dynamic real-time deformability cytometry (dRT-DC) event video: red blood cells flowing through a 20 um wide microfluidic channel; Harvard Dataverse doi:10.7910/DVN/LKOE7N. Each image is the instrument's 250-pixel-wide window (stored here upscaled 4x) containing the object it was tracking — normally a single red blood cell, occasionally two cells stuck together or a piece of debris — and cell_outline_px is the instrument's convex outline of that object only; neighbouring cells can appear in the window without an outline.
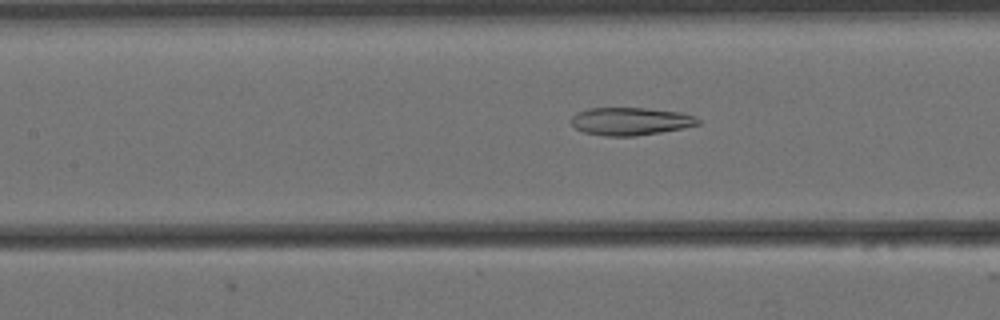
{"species": "Egyptian fruit bat (a non-hibernating species)", "species_latin": "Rousettus aegyptiacus", "temperature_condition": "cold", "stored_images_in_passage": 57, "camera_frame_rate_fps": 3000, "um_per_image_px": 0.085, "animal": {"sex": "female"}, "frame": {"image": 1, "passage_image": 24, "time_ms": 7.667, "image_size_px": [1000, 320], "cell_outline_px": [[700, 124], [684, 128], [636, 136], [604, 136], [584, 132], [576, 128], [572, 124], [572, 116], [576, 112], [588, 108], [648, 108], [680, 112], [692, 116], [700, 120]], "centroid_in_image_um": [53.58, 10.31], "position_along_channel_um": 153.8, "area_um2": 20.52}}
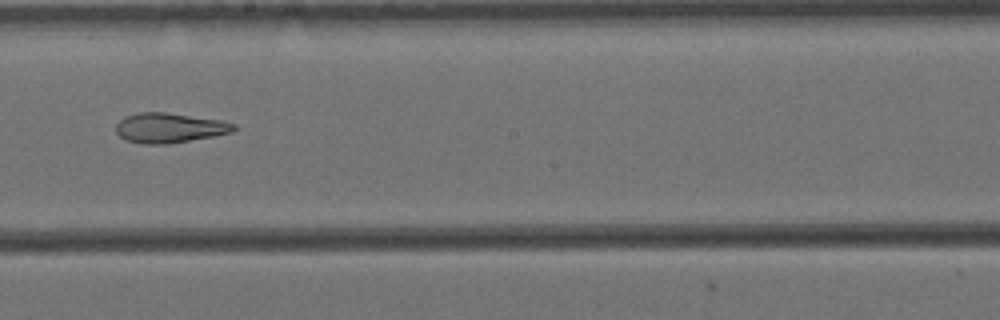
{"frame": {"image": 2, "passage_image": 31, "time_ms": 10.0, "image_size_px": [1000, 320], "cell_outline_px": [[236, 128], [232, 132], [212, 136], [168, 144], [144, 144], [128, 140], [120, 136], [116, 132], [116, 124], [124, 116], [140, 112], [164, 112], [220, 120], [236, 124]], "centroid_in_image_um": [14.38, 10.86], "position_along_channel_um": 233.8, "area_um2": 20.29}}
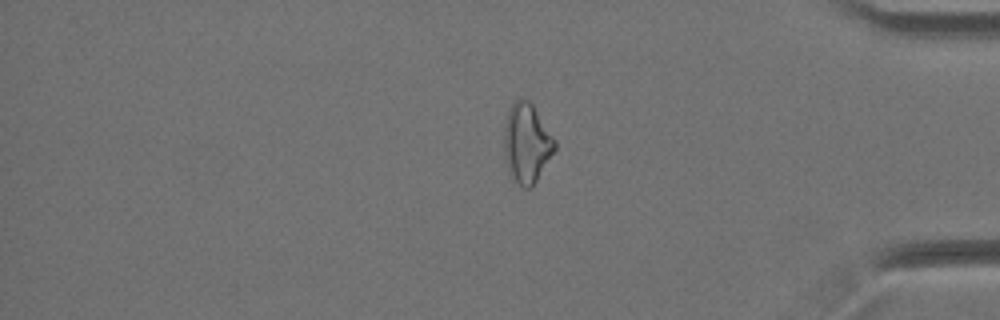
{"frame": {"image": 3, "passage_image": 47, "time_ms": 15.333, "image_size_px": [1000, 320], "cell_outline_px": [[556, 148], [532, 188], [524, 188], [512, 180], [508, 172], [504, 156], [504, 124], [508, 108], [520, 96], [524, 96], [532, 104], [556, 140]], "centroid_in_image_um": [44.74, 12.16], "position_along_channel_um": 390.5, "area_um2": 23.87}, "authors_computed_cell_mechanics": {"area_um2": 23.8714, "velocity_mm_per_s": 3.4448, "shape_relaxation_time_tau1_ms": null, "shape_relaxation_time_tau2_ms": 3.8043, "deformation_change_tau1": null, "deformation_change_tau2": 0.1397}}